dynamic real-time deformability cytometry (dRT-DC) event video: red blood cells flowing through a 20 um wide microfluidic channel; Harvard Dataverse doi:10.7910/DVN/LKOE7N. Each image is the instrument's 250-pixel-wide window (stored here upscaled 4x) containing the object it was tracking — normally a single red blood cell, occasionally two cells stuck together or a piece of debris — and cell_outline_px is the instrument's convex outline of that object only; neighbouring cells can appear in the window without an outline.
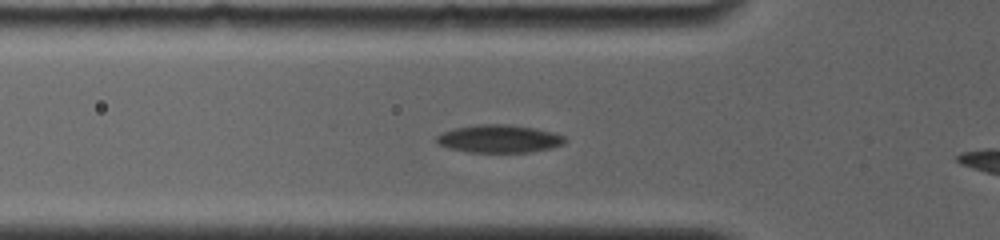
{"species": "common noctule bat (a hibernating species)", "species_latin": "Nyctalus noctula", "temperature_condition": "room temperature", "stored_images_in_passage": 38, "camera_frame_rate_fps": 4000, "um_per_image_px": 0.085, "animal": {"sex": "female", "body_mass_g": 19.0, "forearm_length_mm": 56.7}, "frame": {"image": 1, "passage_image": 8, "time_ms": 2.5, "image_size_px": [1000, 240], "cell_outline_px": [[568, 140], [564, 144], [552, 148], [532, 152], [468, 152], [448, 148], [436, 144], [436, 136], [440, 132], [456, 128], [476, 124], [512, 124], [536, 128], [552, 132], [564, 136]], "centroid_in_image_um": [42.43, 11.79], "position_along_channel_um": 83.4, "area_um2": 21.21}}
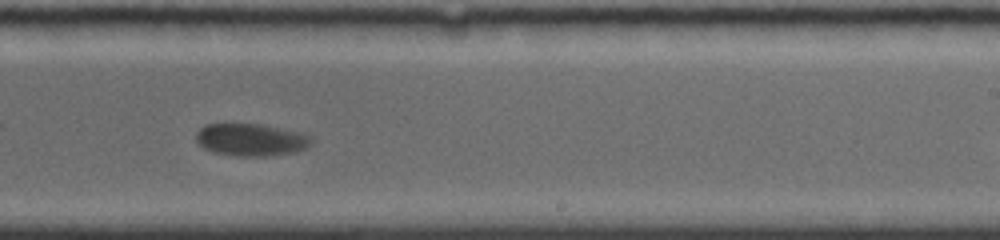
{"frame": {"image": 2, "passage_image": 21, "time_ms": 7.5, "image_size_px": [1000, 240], "cell_outline_px": [[312, 144], [304, 148], [292, 152], [264, 156], [236, 156], [212, 152], [204, 148], [196, 140], [196, 132], [200, 128], [208, 124], [264, 124], [300, 132], [312, 136]], "centroid_in_image_um": [21.33, 11.87], "position_along_channel_um": 267.7, "area_um2": 21.73}}
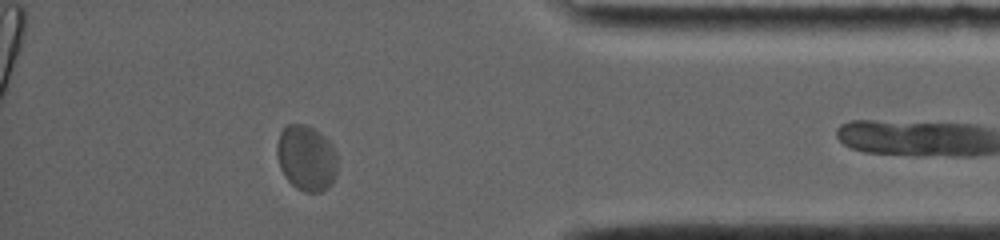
{"frame": {"image": 3, "passage_image": 32, "time_ms": 11.75, "image_size_px": [1000, 240], "cell_outline_px": [[340, 156], [336, 176], [332, 184], [328, 188], [320, 192], [304, 192], [296, 188], [284, 176], [280, 168], [276, 152], [276, 144], [280, 132], [288, 124], [304, 124], [320, 132], [332, 144]], "centroid_in_image_um": [26.08, 13.44], "position_along_channel_um": 409.1, "area_um2": 23.76}, "authors_computed_cell_mechanics": {"area_um2": 22.4264, "velocity_mm_per_s": 3.6906, "shape_relaxation_time_tau1_ms": 2.9526, "shape_relaxation_time_tau2_ms": null, "deformation_change_tau1": 0.0839, "deformation_change_tau2": null}}